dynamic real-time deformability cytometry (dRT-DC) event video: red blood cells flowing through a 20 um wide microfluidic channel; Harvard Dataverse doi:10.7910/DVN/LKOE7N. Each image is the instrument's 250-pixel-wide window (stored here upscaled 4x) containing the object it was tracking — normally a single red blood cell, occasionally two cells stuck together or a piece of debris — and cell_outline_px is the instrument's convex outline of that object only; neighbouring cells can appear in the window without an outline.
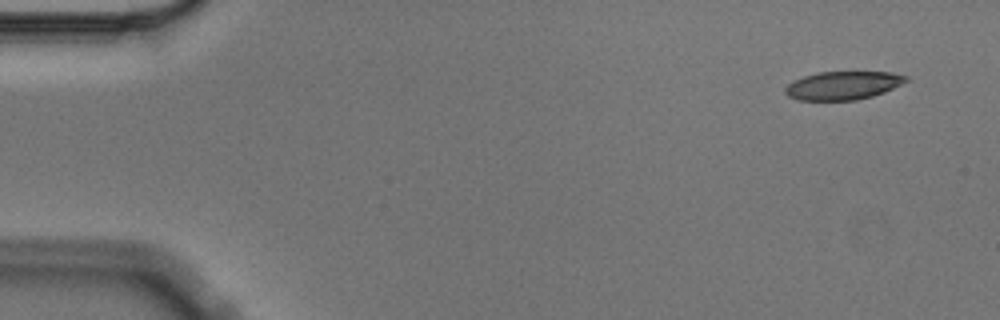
{"species": "Egyptian fruit bat (a non-hibernating species)", "species_latin": "Rousettus aegyptiacus", "temperature_condition": "cold", "stored_images_in_passage": 4, "camera_frame_rate_fps": 3000, "um_per_image_px": 0.085, "animal": {"sex": "male"}, "frame": {"image": 1, "passage_image": 1, "time_ms": 0.0, "image_size_px": [1000, 320], "cell_outline_px": [[908, 80], [884, 92], [872, 96], [856, 100], [796, 100], [788, 96], [784, 92], [784, 88], [792, 80], [804, 76], [820, 72], [892, 72], [908, 76]], "centroid_in_image_um": [71.61, 7.26], "position_along_channel_um": 13.4, "area_um2": 19.94}}
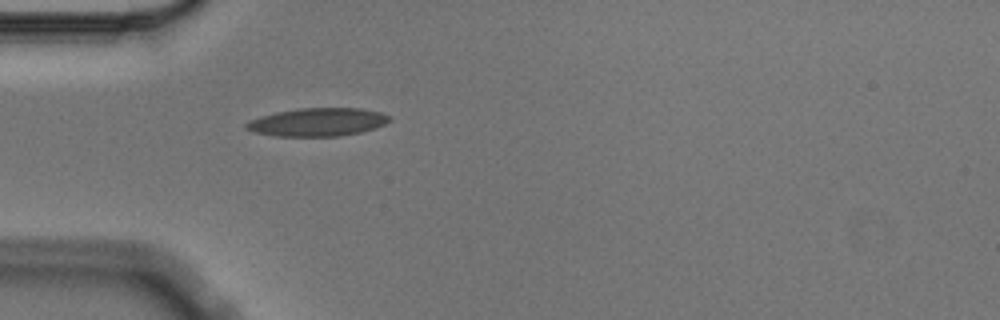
{"frame": {"image": 2, "passage_image": 4, "time_ms": 1.0, "image_size_px": [1000, 320], "cell_outline_px": [[392, 120], [376, 128], [360, 132], [340, 136], [272, 136], [252, 132], [244, 128], [244, 124], [248, 120], [260, 116], [276, 112], [300, 108], [360, 108], [380, 112], [392, 116]], "centroid_in_image_um": [26.97, 10.38], "position_along_channel_um": 58.0, "area_um2": 23.81}}